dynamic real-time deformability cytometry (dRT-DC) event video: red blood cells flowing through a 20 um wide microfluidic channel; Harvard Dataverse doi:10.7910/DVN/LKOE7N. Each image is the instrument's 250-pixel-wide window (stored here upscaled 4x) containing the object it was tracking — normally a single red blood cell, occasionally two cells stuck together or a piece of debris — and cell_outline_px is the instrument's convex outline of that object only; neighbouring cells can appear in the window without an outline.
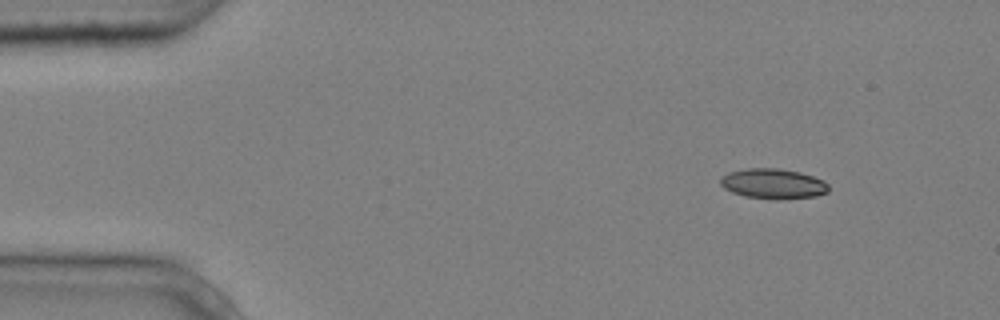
{"species": "common noctule bat (a hibernating species)", "species_latin": "Nyctalus noctula", "temperature_condition": "cold", "stored_images_in_passage": 7, "camera_frame_rate_fps": 3000, "um_per_image_px": 0.085, "animal": {"sex": "male", "body_mass_g": 20.4}, "frame": {"image": 1, "passage_image": 1, "time_ms": 0.0, "image_size_px": [1000, 320], "cell_outline_px": [[828, 192], [816, 196], [744, 196], [732, 192], [724, 188], [720, 184], [720, 176], [728, 172], [744, 168], [776, 168], [800, 172], [824, 180], [828, 184]], "centroid_in_image_um": [65.66, 15.55], "position_along_channel_um": 19.3, "area_um2": 18.15}}
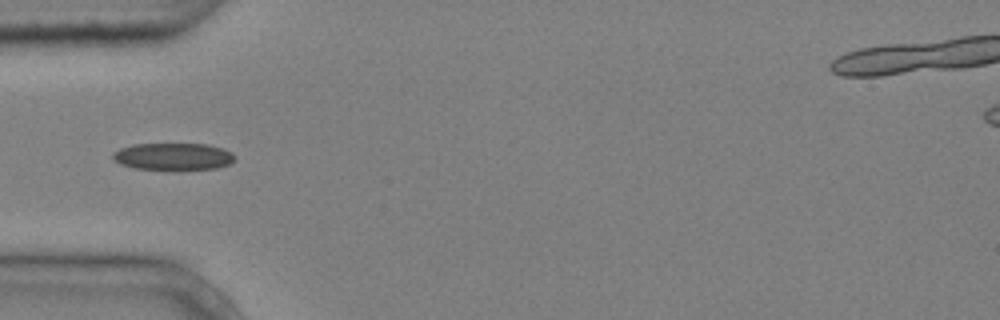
{"frame": {"image": 2, "passage_image": 4, "time_ms": 1.0, "image_size_px": [1000, 320], "cell_outline_px": [[236, 160], [228, 164], [216, 168], [172, 172], [136, 168], [120, 164], [112, 160], [112, 152], [120, 148], [132, 144], [208, 144], [224, 148], [232, 152], [236, 156]], "centroid_in_image_um": [14.73, 13.33], "position_along_channel_um": 70.3, "area_um2": 20.17}}
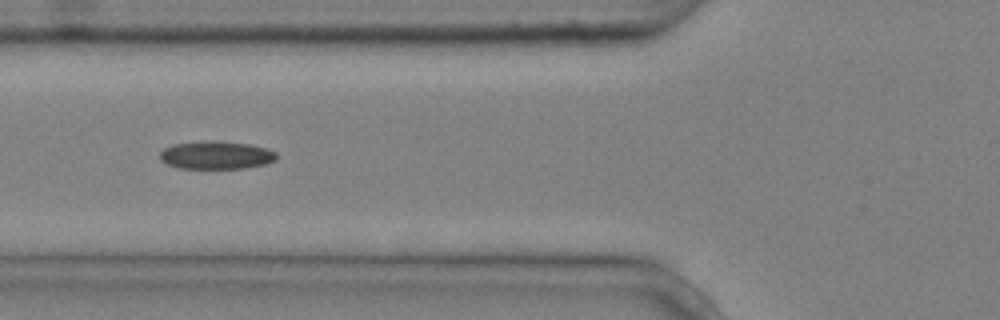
{"frame": {"image": 3, "passage_image": 5, "time_ms": 1.333, "image_size_px": [1000, 320], "cell_outline_px": [[276, 160], [264, 164], [244, 168], [176, 168], [160, 160], [160, 152], [164, 148], [172, 144], [204, 140], [216, 140], [248, 144], [268, 148], [276, 152]], "centroid_in_image_um": [18.35, 13.17], "position_along_channel_um": 107.4, "area_um2": 19.19}}